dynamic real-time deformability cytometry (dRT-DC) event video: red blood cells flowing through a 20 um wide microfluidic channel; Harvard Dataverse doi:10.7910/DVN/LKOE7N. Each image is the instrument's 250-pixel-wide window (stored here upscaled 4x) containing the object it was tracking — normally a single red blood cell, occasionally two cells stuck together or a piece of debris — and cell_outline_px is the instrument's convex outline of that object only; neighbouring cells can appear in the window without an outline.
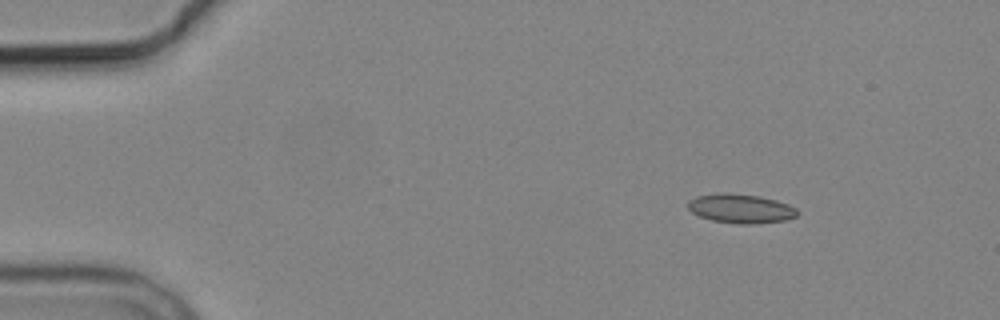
{"species": "common noctule bat (a hibernating species)", "species_latin": "Nyctalus noctula", "temperature_condition": "cold", "stored_images_in_passage": 7, "camera_frame_rate_fps": 3000, "um_per_image_px": 0.085, "animal": {"sex": "male", "body_mass_g": 19.2, "forearm_length_mm": 51.8}, "frame": {"image": 1, "passage_image": 2, "time_ms": 1.0, "image_size_px": [1000, 320], "cell_outline_px": [[796, 216], [784, 220], [752, 224], [740, 224], [712, 220], [700, 216], [692, 212], [688, 208], [688, 200], [696, 196], [716, 192], [724, 192], [760, 196], [776, 200], [788, 204], [796, 208]], "centroid_in_image_um": [62.92, 17.71], "position_along_channel_um": 22.1, "area_um2": 18.55}}
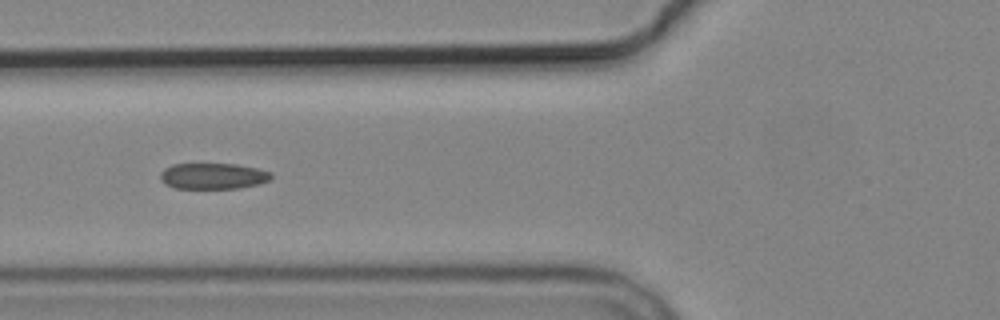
{"frame": {"image": 2, "passage_image": 6, "time_ms": 5.667, "image_size_px": [1000, 320], "cell_outline_px": [[272, 176], [268, 180], [260, 184], [240, 188], [176, 188], [164, 184], [160, 180], [160, 172], [164, 168], [172, 164], [236, 164], [256, 168], [272, 172]], "centroid_in_image_um": [18.09, 14.96], "position_along_channel_um": 107.7, "area_um2": 16.88}}
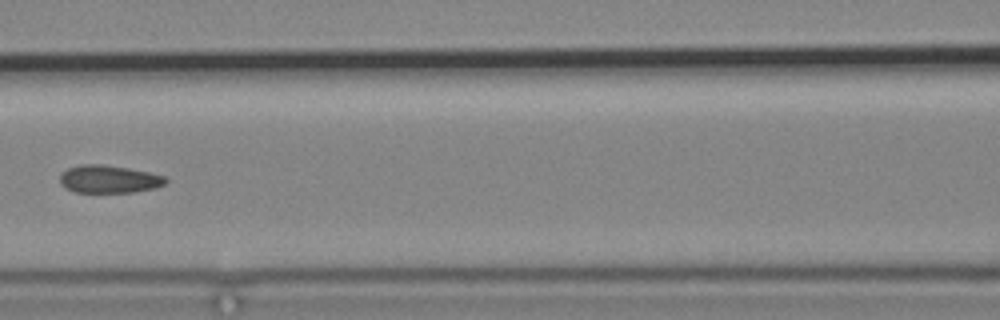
{"frame": {"image": 3, "passage_image": 7, "time_ms": 7.0, "image_size_px": [1000, 320], "cell_outline_px": [[168, 180], [164, 184], [156, 188], [132, 192], [76, 192], [64, 188], [60, 184], [60, 176], [68, 168], [80, 164], [100, 164], [128, 168], [148, 172], [164, 176]], "centroid_in_image_um": [9.25, 15.23], "position_along_channel_um": 157.4, "area_um2": 17.05}}